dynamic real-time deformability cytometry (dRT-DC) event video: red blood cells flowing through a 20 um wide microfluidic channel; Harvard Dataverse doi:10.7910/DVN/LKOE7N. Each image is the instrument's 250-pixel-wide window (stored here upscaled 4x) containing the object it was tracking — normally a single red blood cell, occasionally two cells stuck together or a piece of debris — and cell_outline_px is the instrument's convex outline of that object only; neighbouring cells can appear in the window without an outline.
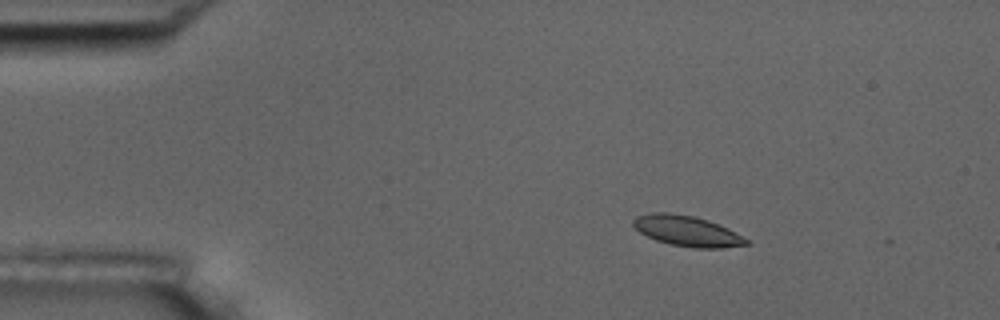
{"species": "common noctule bat (a hibernating species)", "species_latin": "Nyctalus noctula", "temperature_condition": "room temperature", "stored_images_in_passage": 5, "segment_of_instrument_passage": [1, 2], "camera_frame_rate_fps": 3000, "um_per_image_px": 0.085, "animal": {"sex": "male", "body_mass_g": 17.5, "forearm_length_mm": 52.3}, "frame": {"image": 1, "passage_image": 2, "time_ms": 0.333, "image_size_px": [1000, 320], "cell_outline_px": [[752, 244], [720, 248], [692, 248], [672, 244], [656, 240], [640, 232], [632, 224], [632, 220], [636, 216], [652, 212], [668, 212], [692, 216], [708, 220], [728, 228], [752, 240]], "centroid_in_image_um": [58.45, 19.64], "position_along_channel_um": 26.5, "area_um2": 20.23}}